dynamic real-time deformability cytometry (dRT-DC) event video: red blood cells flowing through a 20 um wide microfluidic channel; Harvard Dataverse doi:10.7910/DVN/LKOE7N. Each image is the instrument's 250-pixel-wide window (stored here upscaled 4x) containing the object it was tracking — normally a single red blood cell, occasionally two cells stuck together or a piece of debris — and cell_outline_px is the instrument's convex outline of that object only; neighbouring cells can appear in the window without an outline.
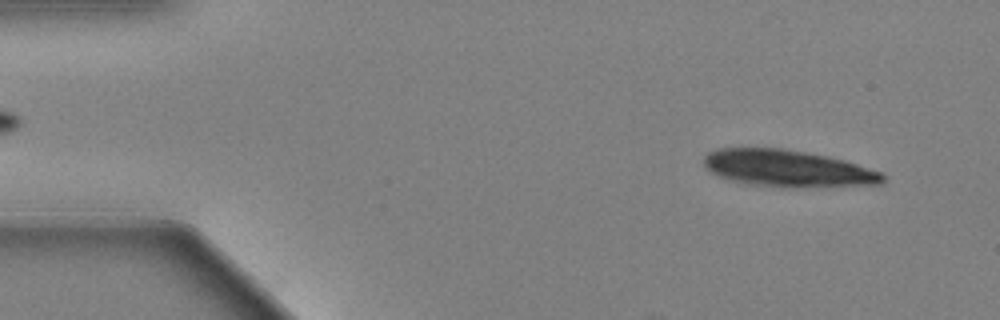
{"species": "Egyptian fruit bat (a non-hibernating species)", "species_latin": "Rousettus aegyptiacus", "temperature_condition": "warm", "stored_images_in_passage": 17, "camera_frame_rate_fps": 3000, "um_per_image_px": 0.085, "animal": {"sex": "female"}, "frame": {"image": 1, "passage_image": 4, "time_ms": 1.0, "image_size_px": [1000, 320], "cell_outline_px": [[884, 180], [880, 184], [756, 184], [732, 180], [720, 176], [712, 172], [704, 164], [704, 156], [708, 152], [720, 148], [780, 148], [828, 156], [844, 160], [880, 172], [884, 176]], "centroid_in_image_um": [66.87, 14.24], "position_along_channel_um": 18.1, "area_um2": 36.07}}